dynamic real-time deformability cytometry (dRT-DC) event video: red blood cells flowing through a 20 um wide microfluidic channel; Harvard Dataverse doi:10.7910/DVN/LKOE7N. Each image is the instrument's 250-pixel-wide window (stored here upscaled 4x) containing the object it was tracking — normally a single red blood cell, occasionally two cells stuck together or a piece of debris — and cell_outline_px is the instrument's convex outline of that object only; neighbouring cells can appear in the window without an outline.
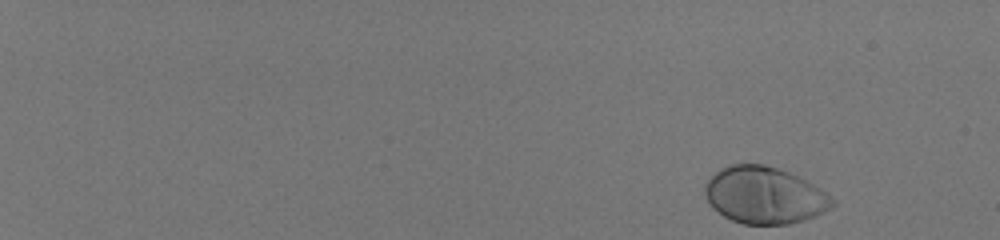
{"species": "human", "species_latin": "Homo sapiens", "temperature_condition": "room temperature", "stored_images_in_passage": 51, "camera_frame_rate_fps": 3000, "um_per_image_px": 0.085, "donor": {"sex": "male"}, "frame": {"image": 1, "passage_image": 1, "time_ms": 0.0, "image_size_px": [1000, 240], "cell_outline_px": [[836, 204], [832, 208], [816, 216], [804, 220], [788, 224], [744, 224], [732, 220], [724, 216], [712, 208], [704, 196], [704, 184], [720, 168], [728, 164], [764, 164], [788, 172], [820, 188], [836, 200]], "centroid_in_image_um": [64.97, 16.6], "position_along_channel_um": 20.0, "area_um2": 42.37}}
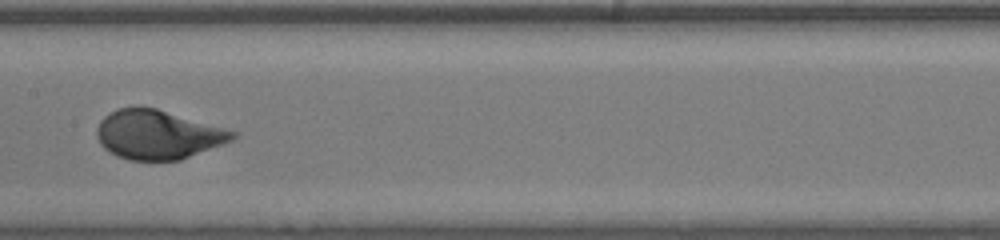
{"frame": {"image": 2, "passage_image": 30, "time_ms": 9.667, "image_size_px": [1000, 240], "cell_outline_px": [[236, 136], [232, 140], [180, 160], [128, 160], [116, 156], [104, 148], [100, 144], [96, 136], [96, 128], [100, 120], [104, 116], [116, 108], [136, 104], [156, 108], [236, 132]], "centroid_in_image_um": [13.32, 11.42], "position_along_channel_um": 194.1, "area_um2": 38.9}}
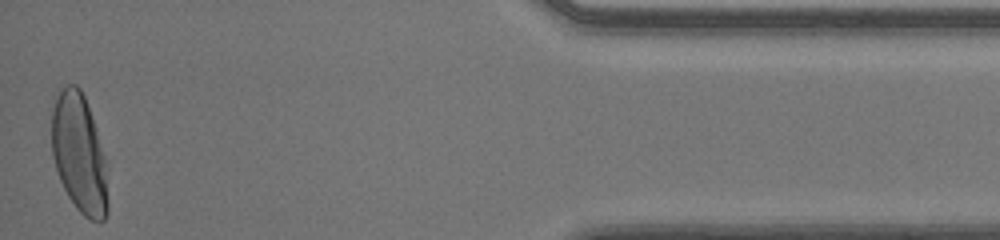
{"frame": {"image": 3, "passage_image": 51, "time_ms": 16.667, "image_size_px": [1000, 240], "cell_outline_px": [[108, 212], [104, 220], [100, 224], [84, 216], [76, 208], [68, 196], [60, 180], [52, 156], [52, 96], [64, 84], [76, 84], [80, 88], [84, 96], [96, 128], [104, 156], [108, 200]], "centroid_in_image_um": [6.71, 13.03], "position_along_channel_um": 428.5, "area_um2": 39.3}, "authors_computed_cell_mechanics": {"area_um2": 39.6508, "velocity_mm_per_s": 4.0425, "shape_relaxation_time_tau1_ms": 2.2836, "shape_relaxation_time_tau2_ms": null, "deformation_change_tau1": 0.1669, "deformation_change_tau2": null}}